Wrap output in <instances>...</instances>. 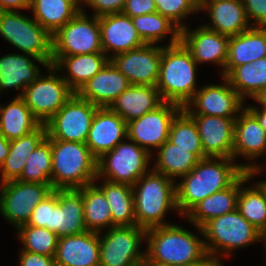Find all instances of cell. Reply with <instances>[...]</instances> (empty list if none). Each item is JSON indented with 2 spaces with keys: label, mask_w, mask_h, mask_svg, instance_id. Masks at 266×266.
Returning <instances> with one entry per match:
<instances>
[{
  "label": "cell",
  "mask_w": 266,
  "mask_h": 266,
  "mask_svg": "<svg viewBox=\"0 0 266 266\" xmlns=\"http://www.w3.org/2000/svg\"><path fill=\"white\" fill-rule=\"evenodd\" d=\"M129 141L120 142L97 159V178L106 176L107 181L133 186L148 172L151 153L134 141Z\"/></svg>",
  "instance_id": "9c48e42d"
},
{
  "label": "cell",
  "mask_w": 266,
  "mask_h": 266,
  "mask_svg": "<svg viewBox=\"0 0 266 266\" xmlns=\"http://www.w3.org/2000/svg\"><path fill=\"white\" fill-rule=\"evenodd\" d=\"M234 123V145L232 158L238 155L248 159L266 154V133L257 118L246 108ZM240 117V118H239ZM237 155V156H236Z\"/></svg>",
  "instance_id": "484cf974"
},
{
  "label": "cell",
  "mask_w": 266,
  "mask_h": 266,
  "mask_svg": "<svg viewBox=\"0 0 266 266\" xmlns=\"http://www.w3.org/2000/svg\"><path fill=\"white\" fill-rule=\"evenodd\" d=\"M199 231L208 239L204 243L210 256H216L218 251H224L226 255L234 249L261 240V232L251 225L238 209L210 219Z\"/></svg>",
  "instance_id": "8992f818"
},
{
  "label": "cell",
  "mask_w": 266,
  "mask_h": 266,
  "mask_svg": "<svg viewBox=\"0 0 266 266\" xmlns=\"http://www.w3.org/2000/svg\"><path fill=\"white\" fill-rule=\"evenodd\" d=\"M51 186L55 189H78L97 179V159L81 142L51 140Z\"/></svg>",
  "instance_id": "5b68a950"
},
{
  "label": "cell",
  "mask_w": 266,
  "mask_h": 266,
  "mask_svg": "<svg viewBox=\"0 0 266 266\" xmlns=\"http://www.w3.org/2000/svg\"><path fill=\"white\" fill-rule=\"evenodd\" d=\"M149 261L167 266H192L208 254L205 243L181 226L168 224L146 230Z\"/></svg>",
  "instance_id": "7a4b0ae2"
},
{
  "label": "cell",
  "mask_w": 266,
  "mask_h": 266,
  "mask_svg": "<svg viewBox=\"0 0 266 266\" xmlns=\"http://www.w3.org/2000/svg\"><path fill=\"white\" fill-rule=\"evenodd\" d=\"M110 61L104 53L62 56L53 66L59 71L66 67L70 75L62 76L76 93L82 85L101 71Z\"/></svg>",
  "instance_id": "f546056e"
},
{
  "label": "cell",
  "mask_w": 266,
  "mask_h": 266,
  "mask_svg": "<svg viewBox=\"0 0 266 266\" xmlns=\"http://www.w3.org/2000/svg\"><path fill=\"white\" fill-rule=\"evenodd\" d=\"M0 211L18 229L26 225L34 208L54 189L51 184L10 180L1 183Z\"/></svg>",
  "instance_id": "4fadbf2b"
},
{
  "label": "cell",
  "mask_w": 266,
  "mask_h": 266,
  "mask_svg": "<svg viewBox=\"0 0 266 266\" xmlns=\"http://www.w3.org/2000/svg\"><path fill=\"white\" fill-rule=\"evenodd\" d=\"M196 65L190 51L180 41L162 49L156 88L163 101L182 108L196 93Z\"/></svg>",
  "instance_id": "3957f363"
},
{
  "label": "cell",
  "mask_w": 266,
  "mask_h": 266,
  "mask_svg": "<svg viewBox=\"0 0 266 266\" xmlns=\"http://www.w3.org/2000/svg\"><path fill=\"white\" fill-rule=\"evenodd\" d=\"M131 19L138 35L145 44L158 43L168 33L171 34L170 44L168 45L180 42L181 30L158 12L134 16Z\"/></svg>",
  "instance_id": "f35d334b"
},
{
  "label": "cell",
  "mask_w": 266,
  "mask_h": 266,
  "mask_svg": "<svg viewBox=\"0 0 266 266\" xmlns=\"http://www.w3.org/2000/svg\"><path fill=\"white\" fill-rule=\"evenodd\" d=\"M158 149V159L153 170L173 180L189 173L199 161L193 153L174 145L169 140Z\"/></svg>",
  "instance_id": "74e56055"
},
{
  "label": "cell",
  "mask_w": 266,
  "mask_h": 266,
  "mask_svg": "<svg viewBox=\"0 0 266 266\" xmlns=\"http://www.w3.org/2000/svg\"><path fill=\"white\" fill-rule=\"evenodd\" d=\"M248 21L256 22L253 26L266 27V0H242Z\"/></svg>",
  "instance_id": "bcb514c9"
},
{
  "label": "cell",
  "mask_w": 266,
  "mask_h": 266,
  "mask_svg": "<svg viewBox=\"0 0 266 266\" xmlns=\"http://www.w3.org/2000/svg\"><path fill=\"white\" fill-rule=\"evenodd\" d=\"M51 139L46 136L28 157L20 177L21 182L51 184Z\"/></svg>",
  "instance_id": "ab89813d"
},
{
  "label": "cell",
  "mask_w": 266,
  "mask_h": 266,
  "mask_svg": "<svg viewBox=\"0 0 266 266\" xmlns=\"http://www.w3.org/2000/svg\"><path fill=\"white\" fill-rule=\"evenodd\" d=\"M81 10L52 35V65L62 56L103 53L99 17Z\"/></svg>",
  "instance_id": "ba28073f"
},
{
  "label": "cell",
  "mask_w": 266,
  "mask_h": 266,
  "mask_svg": "<svg viewBox=\"0 0 266 266\" xmlns=\"http://www.w3.org/2000/svg\"><path fill=\"white\" fill-rule=\"evenodd\" d=\"M123 138H127V123L124 119L109 107L98 108L86 140L91 154L98 159L122 142Z\"/></svg>",
  "instance_id": "ac0fdd59"
},
{
  "label": "cell",
  "mask_w": 266,
  "mask_h": 266,
  "mask_svg": "<svg viewBox=\"0 0 266 266\" xmlns=\"http://www.w3.org/2000/svg\"><path fill=\"white\" fill-rule=\"evenodd\" d=\"M96 11L94 16L101 17L108 14L121 13L126 0H81Z\"/></svg>",
  "instance_id": "f6af8a7d"
},
{
  "label": "cell",
  "mask_w": 266,
  "mask_h": 266,
  "mask_svg": "<svg viewBox=\"0 0 266 266\" xmlns=\"http://www.w3.org/2000/svg\"><path fill=\"white\" fill-rule=\"evenodd\" d=\"M83 195L84 221L87 231L100 233V228L112 226V214L103 191L93 183L78 188Z\"/></svg>",
  "instance_id": "8d00e7d4"
},
{
  "label": "cell",
  "mask_w": 266,
  "mask_h": 266,
  "mask_svg": "<svg viewBox=\"0 0 266 266\" xmlns=\"http://www.w3.org/2000/svg\"><path fill=\"white\" fill-rule=\"evenodd\" d=\"M47 69L49 76H39L21 96L41 124L53 117L75 93L62 77L54 75L58 70L53 65Z\"/></svg>",
  "instance_id": "7c38bea8"
},
{
  "label": "cell",
  "mask_w": 266,
  "mask_h": 266,
  "mask_svg": "<svg viewBox=\"0 0 266 266\" xmlns=\"http://www.w3.org/2000/svg\"><path fill=\"white\" fill-rule=\"evenodd\" d=\"M182 109L177 104L164 101L155 110L127 123V140L149 152L150 147L159 148L168 140L171 123Z\"/></svg>",
  "instance_id": "5bb4252c"
},
{
  "label": "cell",
  "mask_w": 266,
  "mask_h": 266,
  "mask_svg": "<svg viewBox=\"0 0 266 266\" xmlns=\"http://www.w3.org/2000/svg\"><path fill=\"white\" fill-rule=\"evenodd\" d=\"M189 116L196 124L205 157L232 158L236 118Z\"/></svg>",
  "instance_id": "e0dca14e"
},
{
  "label": "cell",
  "mask_w": 266,
  "mask_h": 266,
  "mask_svg": "<svg viewBox=\"0 0 266 266\" xmlns=\"http://www.w3.org/2000/svg\"><path fill=\"white\" fill-rule=\"evenodd\" d=\"M17 8L30 9L31 0H0V11H10Z\"/></svg>",
  "instance_id": "681fc988"
},
{
  "label": "cell",
  "mask_w": 266,
  "mask_h": 266,
  "mask_svg": "<svg viewBox=\"0 0 266 266\" xmlns=\"http://www.w3.org/2000/svg\"><path fill=\"white\" fill-rule=\"evenodd\" d=\"M81 0H31L34 19L51 35L70 21L81 8Z\"/></svg>",
  "instance_id": "1f68e13d"
},
{
  "label": "cell",
  "mask_w": 266,
  "mask_h": 266,
  "mask_svg": "<svg viewBox=\"0 0 266 266\" xmlns=\"http://www.w3.org/2000/svg\"><path fill=\"white\" fill-rule=\"evenodd\" d=\"M19 259L20 266H56L54 257L23 250Z\"/></svg>",
  "instance_id": "c3c4849f"
},
{
  "label": "cell",
  "mask_w": 266,
  "mask_h": 266,
  "mask_svg": "<svg viewBox=\"0 0 266 266\" xmlns=\"http://www.w3.org/2000/svg\"><path fill=\"white\" fill-rule=\"evenodd\" d=\"M225 78L243 100L254 98L266 88V57L235 67Z\"/></svg>",
  "instance_id": "d590c367"
},
{
  "label": "cell",
  "mask_w": 266,
  "mask_h": 266,
  "mask_svg": "<svg viewBox=\"0 0 266 266\" xmlns=\"http://www.w3.org/2000/svg\"><path fill=\"white\" fill-rule=\"evenodd\" d=\"M99 26L104 54L112 50L116 55L145 44L138 35L131 17L122 12L99 17Z\"/></svg>",
  "instance_id": "7402d4cb"
},
{
  "label": "cell",
  "mask_w": 266,
  "mask_h": 266,
  "mask_svg": "<svg viewBox=\"0 0 266 266\" xmlns=\"http://www.w3.org/2000/svg\"><path fill=\"white\" fill-rule=\"evenodd\" d=\"M46 136V124H41L31 133L10 140L9 154L0 166L1 183L17 180L20 177L28 157Z\"/></svg>",
  "instance_id": "4dcf8cb0"
},
{
  "label": "cell",
  "mask_w": 266,
  "mask_h": 266,
  "mask_svg": "<svg viewBox=\"0 0 266 266\" xmlns=\"http://www.w3.org/2000/svg\"><path fill=\"white\" fill-rule=\"evenodd\" d=\"M180 41L190 51L197 64L214 62L224 67L228 57L229 36L201 26L195 31L181 30Z\"/></svg>",
  "instance_id": "d6986e66"
},
{
  "label": "cell",
  "mask_w": 266,
  "mask_h": 266,
  "mask_svg": "<svg viewBox=\"0 0 266 266\" xmlns=\"http://www.w3.org/2000/svg\"><path fill=\"white\" fill-rule=\"evenodd\" d=\"M164 101L156 86L130 85L109 107L126 123L155 110Z\"/></svg>",
  "instance_id": "4316f807"
},
{
  "label": "cell",
  "mask_w": 266,
  "mask_h": 266,
  "mask_svg": "<svg viewBox=\"0 0 266 266\" xmlns=\"http://www.w3.org/2000/svg\"><path fill=\"white\" fill-rule=\"evenodd\" d=\"M130 85L128 79L109 61L76 94L99 108L110 107Z\"/></svg>",
  "instance_id": "44dd1931"
},
{
  "label": "cell",
  "mask_w": 266,
  "mask_h": 266,
  "mask_svg": "<svg viewBox=\"0 0 266 266\" xmlns=\"http://www.w3.org/2000/svg\"><path fill=\"white\" fill-rule=\"evenodd\" d=\"M253 99L263 105L262 108H266V88L258 93Z\"/></svg>",
  "instance_id": "db71d44e"
},
{
  "label": "cell",
  "mask_w": 266,
  "mask_h": 266,
  "mask_svg": "<svg viewBox=\"0 0 266 266\" xmlns=\"http://www.w3.org/2000/svg\"><path fill=\"white\" fill-rule=\"evenodd\" d=\"M41 125L21 97H16L6 107H0V132L7 140L27 135Z\"/></svg>",
  "instance_id": "d6a6232c"
},
{
  "label": "cell",
  "mask_w": 266,
  "mask_h": 266,
  "mask_svg": "<svg viewBox=\"0 0 266 266\" xmlns=\"http://www.w3.org/2000/svg\"><path fill=\"white\" fill-rule=\"evenodd\" d=\"M141 266H167V265L158 264V263L149 261L147 258H145Z\"/></svg>",
  "instance_id": "11a10c76"
},
{
  "label": "cell",
  "mask_w": 266,
  "mask_h": 266,
  "mask_svg": "<svg viewBox=\"0 0 266 266\" xmlns=\"http://www.w3.org/2000/svg\"><path fill=\"white\" fill-rule=\"evenodd\" d=\"M258 120L259 124L261 125V127L264 129L265 133H266V108H262L261 110H259L256 107H246Z\"/></svg>",
  "instance_id": "f907efd6"
},
{
  "label": "cell",
  "mask_w": 266,
  "mask_h": 266,
  "mask_svg": "<svg viewBox=\"0 0 266 266\" xmlns=\"http://www.w3.org/2000/svg\"><path fill=\"white\" fill-rule=\"evenodd\" d=\"M10 141L0 132V166L9 154Z\"/></svg>",
  "instance_id": "816d5d0a"
},
{
  "label": "cell",
  "mask_w": 266,
  "mask_h": 266,
  "mask_svg": "<svg viewBox=\"0 0 266 266\" xmlns=\"http://www.w3.org/2000/svg\"><path fill=\"white\" fill-rule=\"evenodd\" d=\"M162 49L163 46L156 47L154 44H144L141 47L109 58L130 84L156 86Z\"/></svg>",
  "instance_id": "9a60e30c"
},
{
  "label": "cell",
  "mask_w": 266,
  "mask_h": 266,
  "mask_svg": "<svg viewBox=\"0 0 266 266\" xmlns=\"http://www.w3.org/2000/svg\"><path fill=\"white\" fill-rule=\"evenodd\" d=\"M51 231L59 238L87 231L83 195L78 189H58V203L53 208Z\"/></svg>",
  "instance_id": "603a6c76"
},
{
  "label": "cell",
  "mask_w": 266,
  "mask_h": 266,
  "mask_svg": "<svg viewBox=\"0 0 266 266\" xmlns=\"http://www.w3.org/2000/svg\"><path fill=\"white\" fill-rule=\"evenodd\" d=\"M233 161V158L206 157L182 176L180 183L176 184V204L181 215H186L206 197L230 187L245 171L251 175L261 171L255 164L239 165Z\"/></svg>",
  "instance_id": "6da1fadb"
},
{
  "label": "cell",
  "mask_w": 266,
  "mask_h": 266,
  "mask_svg": "<svg viewBox=\"0 0 266 266\" xmlns=\"http://www.w3.org/2000/svg\"><path fill=\"white\" fill-rule=\"evenodd\" d=\"M103 237L99 233L100 266H141L146 253L140 252V243L146 230L137 225L114 226Z\"/></svg>",
  "instance_id": "30bf717a"
},
{
  "label": "cell",
  "mask_w": 266,
  "mask_h": 266,
  "mask_svg": "<svg viewBox=\"0 0 266 266\" xmlns=\"http://www.w3.org/2000/svg\"><path fill=\"white\" fill-rule=\"evenodd\" d=\"M0 35L22 52L52 65V35L34 18L16 10L0 11Z\"/></svg>",
  "instance_id": "52a82bcc"
},
{
  "label": "cell",
  "mask_w": 266,
  "mask_h": 266,
  "mask_svg": "<svg viewBox=\"0 0 266 266\" xmlns=\"http://www.w3.org/2000/svg\"><path fill=\"white\" fill-rule=\"evenodd\" d=\"M223 79L225 83L227 82L225 85L210 84L197 90L183 110L188 115L237 118V113L243 109V99L230 85L229 81L225 77ZM190 105L197 109L193 111Z\"/></svg>",
  "instance_id": "2e32d148"
},
{
  "label": "cell",
  "mask_w": 266,
  "mask_h": 266,
  "mask_svg": "<svg viewBox=\"0 0 266 266\" xmlns=\"http://www.w3.org/2000/svg\"><path fill=\"white\" fill-rule=\"evenodd\" d=\"M266 57V27L252 26L238 35L229 36L228 57L222 71L226 77L235 67Z\"/></svg>",
  "instance_id": "d4e9b609"
},
{
  "label": "cell",
  "mask_w": 266,
  "mask_h": 266,
  "mask_svg": "<svg viewBox=\"0 0 266 266\" xmlns=\"http://www.w3.org/2000/svg\"><path fill=\"white\" fill-rule=\"evenodd\" d=\"M99 233L85 231L61 237L54 257L56 266H100Z\"/></svg>",
  "instance_id": "ffe728a7"
},
{
  "label": "cell",
  "mask_w": 266,
  "mask_h": 266,
  "mask_svg": "<svg viewBox=\"0 0 266 266\" xmlns=\"http://www.w3.org/2000/svg\"><path fill=\"white\" fill-rule=\"evenodd\" d=\"M23 251L55 257L59 237L52 231L43 227L23 225L18 228Z\"/></svg>",
  "instance_id": "b9f144b4"
},
{
  "label": "cell",
  "mask_w": 266,
  "mask_h": 266,
  "mask_svg": "<svg viewBox=\"0 0 266 266\" xmlns=\"http://www.w3.org/2000/svg\"><path fill=\"white\" fill-rule=\"evenodd\" d=\"M58 203V189L41 201L33 210L26 225L43 227L51 231L53 208Z\"/></svg>",
  "instance_id": "ee69618b"
},
{
  "label": "cell",
  "mask_w": 266,
  "mask_h": 266,
  "mask_svg": "<svg viewBox=\"0 0 266 266\" xmlns=\"http://www.w3.org/2000/svg\"><path fill=\"white\" fill-rule=\"evenodd\" d=\"M264 188H265V191H266V181L264 182H259Z\"/></svg>",
  "instance_id": "6f0895ef"
},
{
  "label": "cell",
  "mask_w": 266,
  "mask_h": 266,
  "mask_svg": "<svg viewBox=\"0 0 266 266\" xmlns=\"http://www.w3.org/2000/svg\"><path fill=\"white\" fill-rule=\"evenodd\" d=\"M253 175L245 171L240 176V191L238 195L237 209L241 215L261 233L266 229V191L258 182L250 188H242Z\"/></svg>",
  "instance_id": "e575fe53"
},
{
  "label": "cell",
  "mask_w": 266,
  "mask_h": 266,
  "mask_svg": "<svg viewBox=\"0 0 266 266\" xmlns=\"http://www.w3.org/2000/svg\"><path fill=\"white\" fill-rule=\"evenodd\" d=\"M168 140L180 148L187 149L199 160L206 158L196 124L183 109L171 123Z\"/></svg>",
  "instance_id": "60d3db41"
},
{
  "label": "cell",
  "mask_w": 266,
  "mask_h": 266,
  "mask_svg": "<svg viewBox=\"0 0 266 266\" xmlns=\"http://www.w3.org/2000/svg\"><path fill=\"white\" fill-rule=\"evenodd\" d=\"M99 188L103 191L112 214V227L136 225L132 186L104 180Z\"/></svg>",
  "instance_id": "836d02e7"
},
{
  "label": "cell",
  "mask_w": 266,
  "mask_h": 266,
  "mask_svg": "<svg viewBox=\"0 0 266 266\" xmlns=\"http://www.w3.org/2000/svg\"><path fill=\"white\" fill-rule=\"evenodd\" d=\"M222 264L217 256L207 255L202 261L192 266H222Z\"/></svg>",
  "instance_id": "f5cc1de1"
},
{
  "label": "cell",
  "mask_w": 266,
  "mask_h": 266,
  "mask_svg": "<svg viewBox=\"0 0 266 266\" xmlns=\"http://www.w3.org/2000/svg\"><path fill=\"white\" fill-rule=\"evenodd\" d=\"M262 239L265 240V244H266V229L261 233V240Z\"/></svg>",
  "instance_id": "9f6ffc18"
},
{
  "label": "cell",
  "mask_w": 266,
  "mask_h": 266,
  "mask_svg": "<svg viewBox=\"0 0 266 266\" xmlns=\"http://www.w3.org/2000/svg\"><path fill=\"white\" fill-rule=\"evenodd\" d=\"M200 10H209L211 25L206 28L227 36H234L249 30L242 0H200Z\"/></svg>",
  "instance_id": "cb8c5ba5"
},
{
  "label": "cell",
  "mask_w": 266,
  "mask_h": 266,
  "mask_svg": "<svg viewBox=\"0 0 266 266\" xmlns=\"http://www.w3.org/2000/svg\"><path fill=\"white\" fill-rule=\"evenodd\" d=\"M132 188L136 225L145 230L168 225L163 221L166 212L171 208L177 210L174 180L152 170L141 176Z\"/></svg>",
  "instance_id": "277c9868"
},
{
  "label": "cell",
  "mask_w": 266,
  "mask_h": 266,
  "mask_svg": "<svg viewBox=\"0 0 266 266\" xmlns=\"http://www.w3.org/2000/svg\"><path fill=\"white\" fill-rule=\"evenodd\" d=\"M99 107L76 93L45 124L51 140L86 144L91 123Z\"/></svg>",
  "instance_id": "8fae6325"
},
{
  "label": "cell",
  "mask_w": 266,
  "mask_h": 266,
  "mask_svg": "<svg viewBox=\"0 0 266 266\" xmlns=\"http://www.w3.org/2000/svg\"><path fill=\"white\" fill-rule=\"evenodd\" d=\"M154 0H126L122 13L129 17L146 15L156 12Z\"/></svg>",
  "instance_id": "7dc6e473"
},
{
  "label": "cell",
  "mask_w": 266,
  "mask_h": 266,
  "mask_svg": "<svg viewBox=\"0 0 266 266\" xmlns=\"http://www.w3.org/2000/svg\"><path fill=\"white\" fill-rule=\"evenodd\" d=\"M157 6L156 12L163 17L168 18L180 30L186 26L181 23L192 12H197L200 5V0H154Z\"/></svg>",
  "instance_id": "7bdbcfd3"
},
{
  "label": "cell",
  "mask_w": 266,
  "mask_h": 266,
  "mask_svg": "<svg viewBox=\"0 0 266 266\" xmlns=\"http://www.w3.org/2000/svg\"><path fill=\"white\" fill-rule=\"evenodd\" d=\"M28 56L46 68L50 66L46 61L37 59L30 54L26 56L7 54L0 57V91L12 87L18 90L22 86V92L17 94V97H21L25 88L40 76L38 66H35L34 61H31Z\"/></svg>",
  "instance_id": "83f0119b"
},
{
  "label": "cell",
  "mask_w": 266,
  "mask_h": 266,
  "mask_svg": "<svg viewBox=\"0 0 266 266\" xmlns=\"http://www.w3.org/2000/svg\"><path fill=\"white\" fill-rule=\"evenodd\" d=\"M239 191L240 177L230 187L203 199L185 216L199 229L210 219L236 210Z\"/></svg>",
  "instance_id": "f1b7e54d"
}]
</instances>
